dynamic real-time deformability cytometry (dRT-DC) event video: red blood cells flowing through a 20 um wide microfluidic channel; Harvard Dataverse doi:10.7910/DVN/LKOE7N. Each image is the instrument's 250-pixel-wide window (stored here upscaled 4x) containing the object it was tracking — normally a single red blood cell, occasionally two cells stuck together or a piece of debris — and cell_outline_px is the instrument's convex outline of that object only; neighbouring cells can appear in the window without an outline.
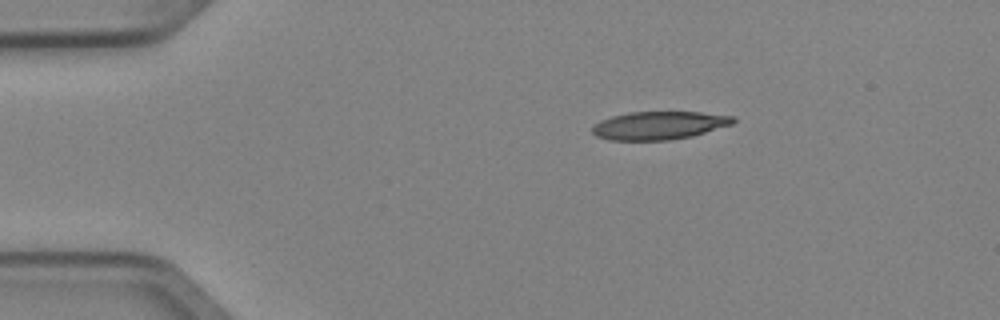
{"species": "Egyptian fruit bat (a non-hibernating species)", "species_latin": "Rousettus aegyptiacus", "temperature_condition": "cold", "stored_images_in_passage": 4, "camera_frame_rate_fps": 3000, "um_per_image_px": 0.085, "animal": {"sex": "female"}, "frame": {"image": 1, "passage_image": 1, "time_ms": 0.0, "image_size_px": [1000, 320], "cell_outline_px": [[736, 120], [732, 124], [692, 136], [668, 140], [608, 140], [596, 136], [592, 132], [592, 128], [600, 120], [612, 116], [628, 112], [700, 112], [736, 116]], "centroid_in_image_um": [56.02, 10.66], "position_along_channel_um": 29.0, "area_um2": 23.06}}
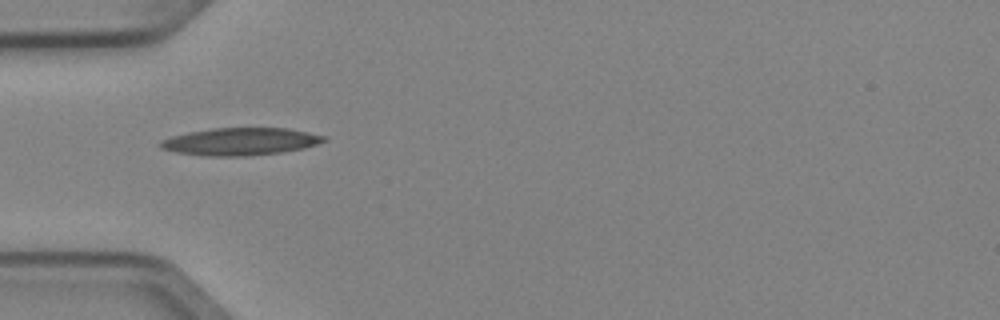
{"frame": {"image": 2, "passage_image": 3, "time_ms": 0.667, "image_size_px": [1000, 320], "cell_outline_px": [[328, 140], [304, 148], [280, 152], [248, 156], [208, 156], [176, 152], [160, 148], [156, 144], [160, 140], [172, 136], [188, 132], [212, 128], [288, 128], [308, 132], [324, 136]], "centroid_in_image_um": [20.39, 12.03], "position_along_channel_um": 64.6, "area_um2": 26.18}}
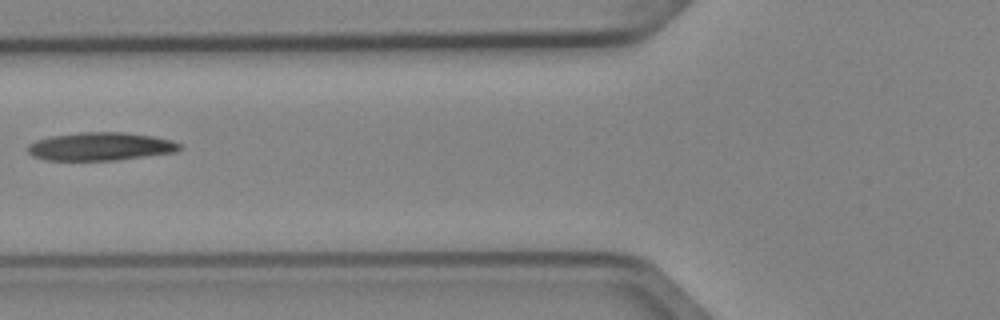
{"frame": {"image": 3, "passage_image": 4, "time_ms": 1.0, "image_size_px": [1000, 320], "cell_outline_px": [[184, 148], [176, 152], [116, 160], [44, 160], [32, 156], [28, 152], [28, 144], [36, 140], [52, 136], [80, 132], [124, 132], [152, 136], [172, 140], [180, 144]], "centroid_in_image_um": [8.55, 12.45], "position_along_channel_um": 117.3, "area_um2": 24.97}}